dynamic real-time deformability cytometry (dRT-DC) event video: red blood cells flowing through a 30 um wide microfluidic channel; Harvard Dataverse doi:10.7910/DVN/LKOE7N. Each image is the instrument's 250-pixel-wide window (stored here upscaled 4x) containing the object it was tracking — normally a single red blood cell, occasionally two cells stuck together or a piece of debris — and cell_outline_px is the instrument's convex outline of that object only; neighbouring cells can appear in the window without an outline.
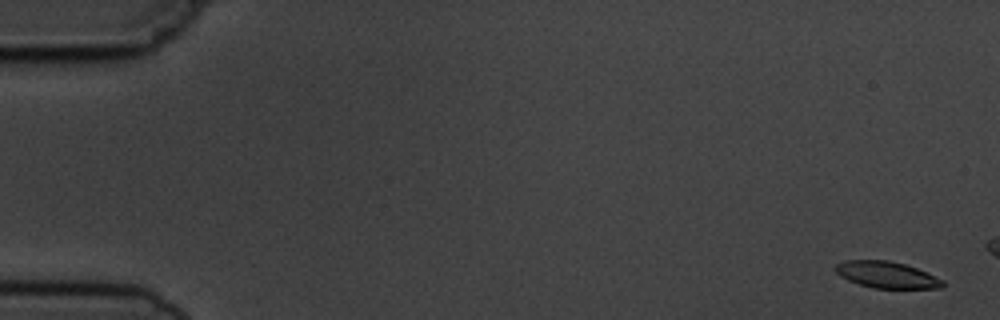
{"species": "common noctule bat (a hibernating species)", "species_latin": "Nyctalus noctula", "temperature_condition": "cold", "stored_images_in_passage": 4, "camera_frame_rate_fps": 3000, "um_per_image_px": 0.085, "animal": {"sex": "male", "body_mass_g": 19.5, "forearm_length_mm": 54.6}, "frame": {"image": 1, "passage_image": 1, "time_ms": 0.0, "image_size_px": [1000, 320], "cell_outline_px": [[944, 288], [872, 288], [848, 280], [840, 276], [836, 272], [836, 264], [844, 260], [888, 260], [904, 264], [916, 268], [944, 280]], "centroid_in_image_um": [75.37, 23.36], "position_along_channel_um": 9.6, "area_um2": 16.47}}